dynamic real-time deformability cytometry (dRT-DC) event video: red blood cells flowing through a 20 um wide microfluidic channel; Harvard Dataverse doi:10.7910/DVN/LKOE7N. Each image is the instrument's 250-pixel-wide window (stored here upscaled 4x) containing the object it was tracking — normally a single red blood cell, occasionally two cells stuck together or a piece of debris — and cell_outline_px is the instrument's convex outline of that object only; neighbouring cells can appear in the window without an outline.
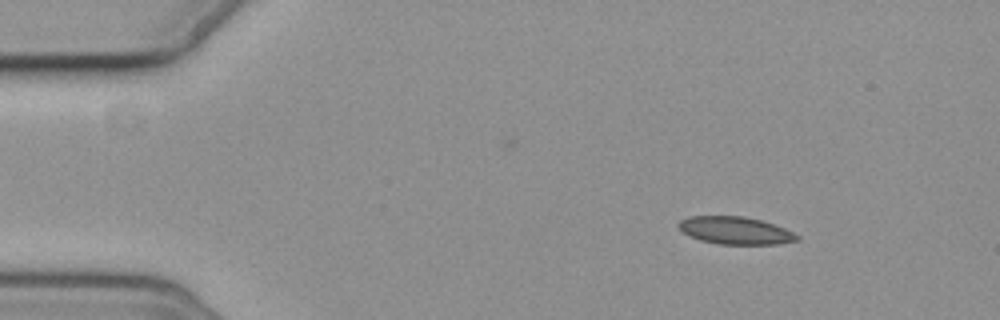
{"species": "common noctule bat (a hibernating species)", "species_latin": "Nyctalus noctula", "temperature_condition": "cold", "stored_images_in_passage": 6, "camera_frame_rate_fps": 3000, "um_per_image_px": 0.085, "animal": {"sex": "female", "body_mass_g": 19.3, "forearm_length_mm": 54.1}, "frame": {"image": 1, "passage_image": 2, "time_ms": 1.0, "image_size_px": [1000, 320], "cell_outline_px": [[800, 240], [780, 244], [716, 244], [700, 240], [688, 236], [680, 232], [676, 224], [680, 220], [688, 216], [744, 216], [760, 220], [784, 228], [800, 236]], "centroid_in_image_um": [62.45, 19.6], "position_along_channel_um": 22.6, "area_um2": 19.25}}
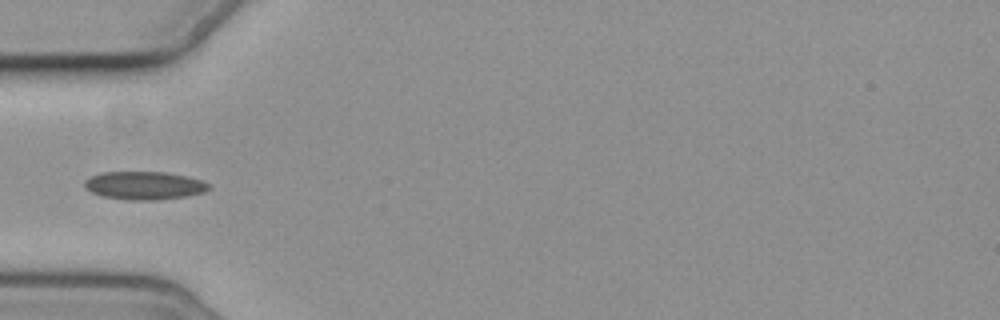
{"frame": {"image": 2, "passage_image": 5, "time_ms": 4.667, "image_size_px": [1000, 320], "cell_outline_px": [[212, 188], [204, 192], [188, 196], [160, 200], [128, 200], [100, 196], [84, 188], [84, 180], [92, 176], [104, 172], [164, 172], [188, 176], [212, 184]], "centroid_in_image_um": [12.3, 15.78], "position_along_channel_um": 72.7, "area_um2": 20.63}}
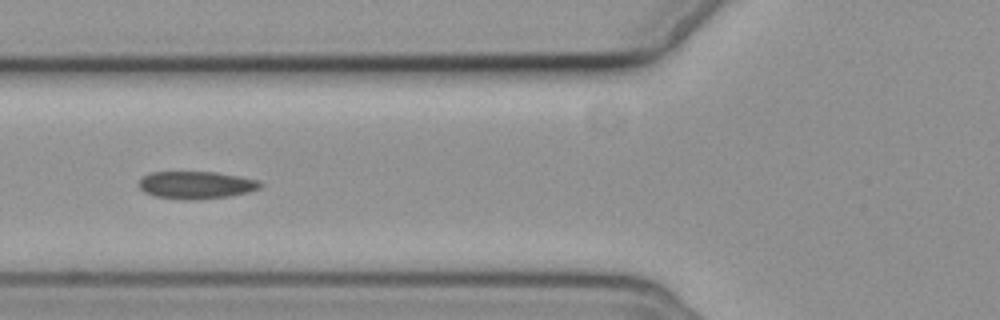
{"frame": {"image": 3, "passage_image": 6, "time_ms": 5.667, "image_size_px": [1000, 320], "cell_outline_px": [[264, 184], [260, 188], [248, 192], [228, 196], [192, 200], [184, 200], [152, 196], [144, 192], [140, 188], [140, 180], [144, 176], [152, 172], [216, 172], [240, 176], [260, 180]], "centroid_in_image_um": [16.7, 15.73], "position_along_channel_um": 109.1, "area_um2": 19.54}}